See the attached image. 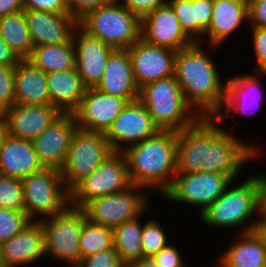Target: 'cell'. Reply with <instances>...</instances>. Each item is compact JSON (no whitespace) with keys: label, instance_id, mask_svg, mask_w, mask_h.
<instances>
[{"label":"cell","instance_id":"83f0119b","mask_svg":"<svg viewBox=\"0 0 266 267\" xmlns=\"http://www.w3.org/2000/svg\"><path fill=\"white\" fill-rule=\"evenodd\" d=\"M47 83L51 105L62 113H72L86 90L76 68L47 73Z\"/></svg>","mask_w":266,"mask_h":267},{"label":"cell","instance_id":"b9f144b4","mask_svg":"<svg viewBox=\"0 0 266 267\" xmlns=\"http://www.w3.org/2000/svg\"><path fill=\"white\" fill-rule=\"evenodd\" d=\"M123 6L127 7L132 13L140 18L146 16L151 11L164 5L167 0H118Z\"/></svg>","mask_w":266,"mask_h":267},{"label":"cell","instance_id":"f6af8a7d","mask_svg":"<svg viewBox=\"0 0 266 267\" xmlns=\"http://www.w3.org/2000/svg\"><path fill=\"white\" fill-rule=\"evenodd\" d=\"M258 188V218H266V174H252Z\"/></svg>","mask_w":266,"mask_h":267},{"label":"cell","instance_id":"7dc6e473","mask_svg":"<svg viewBox=\"0 0 266 267\" xmlns=\"http://www.w3.org/2000/svg\"><path fill=\"white\" fill-rule=\"evenodd\" d=\"M23 10V0H0V17Z\"/></svg>","mask_w":266,"mask_h":267},{"label":"cell","instance_id":"6da1fadb","mask_svg":"<svg viewBox=\"0 0 266 267\" xmlns=\"http://www.w3.org/2000/svg\"><path fill=\"white\" fill-rule=\"evenodd\" d=\"M220 124L215 117H200L178 132L176 173L215 172L237 181L248 162L261 158L264 152L257 145L239 140Z\"/></svg>","mask_w":266,"mask_h":267},{"label":"cell","instance_id":"ee69618b","mask_svg":"<svg viewBox=\"0 0 266 267\" xmlns=\"http://www.w3.org/2000/svg\"><path fill=\"white\" fill-rule=\"evenodd\" d=\"M249 26L266 29V0H248Z\"/></svg>","mask_w":266,"mask_h":267},{"label":"cell","instance_id":"e0dca14e","mask_svg":"<svg viewBox=\"0 0 266 267\" xmlns=\"http://www.w3.org/2000/svg\"><path fill=\"white\" fill-rule=\"evenodd\" d=\"M73 113H62L32 142L43 167L61 169L66 160L73 134L77 131Z\"/></svg>","mask_w":266,"mask_h":267},{"label":"cell","instance_id":"e575fe53","mask_svg":"<svg viewBox=\"0 0 266 267\" xmlns=\"http://www.w3.org/2000/svg\"><path fill=\"white\" fill-rule=\"evenodd\" d=\"M0 208L25 211L22 180L0 174Z\"/></svg>","mask_w":266,"mask_h":267},{"label":"cell","instance_id":"44dd1931","mask_svg":"<svg viewBox=\"0 0 266 267\" xmlns=\"http://www.w3.org/2000/svg\"><path fill=\"white\" fill-rule=\"evenodd\" d=\"M24 14L34 47L67 43L78 27V20L70 13L24 10Z\"/></svg>","mask_w":266,"mask_h":267},{"label":"cell","instance_id":"cb8c5ba5","mask_svg":"<svg viewBox=\"0 0 266 267\" xmlns=\"http://www.w3.org/2000/svg\"><path fill=\"white\" fill-rule=\"evenodd\" d=\"M104 93L124 99H138L139 87L133 75L128 49H114L108 57L105 72L96 86Z\"/></svg>","mask_w":266,"mask_h":267},{"label":"cell","instance_id":"8d00e7d4","mask_svg":"<svg viewBox=\"0 0 266 267\" xmlns=\"http://www.w3.org/2000/svg\"><path fill=\"white\" fill-rule=\"evenodd\" d=\"M16 65L0 66V113H5L15 104Z\"/></svg>","mask_w":266,"mask_h":267},{"label":"cell","instance_id":"8fae6325","mask_svg":"<svg viewBox=\"0 0 266 267\" xmlns=\"http://www.w3.org/2000/svg\"><path fill=\"white\" fill-rule=\"evenodd\" d=\"M131 185L124 154L114 152L69 191V204L83 208L93 199L121 192Z\"/></svg>","mask_w":266,"mask_h":267},{"label":"cell","instance_id":"bcb514c9","mask_svg":"<svg viewBox=\"0 0 266 267\" xmlns=\"http://www.w3.org/2000/svg\"><path fill=\"white\" fill-rule=\"evenodd\" d=\"M20 60L10 50V47L0 36V66L17 65Z\"/></svg>","mask_w":266,"mask_h":267},{"label":"cell","instance_id":"4fadbf2b","mask_svg":"<svg viewBox=\"0 0 266 267\" xmlns=\"http://www.w3.org/2000/svg\"><path fill=\"white\" fill-rule=\"evenodd\" d=\"M135 100L107 94L96 87L86 88L82 101L72 112L77 128L106 134L122 110Z\"/></svg>","mask_w":266,"mask_h":267},{"label":"cell","instance_id":"9c48e42d","mask_svg":"<svg viewBox=\"0 0 266 267\" xmlns=\"http://www.w3.org/2000/svg\"><path fill=\"white\" fill-rule=\"evenodd\" d=\"M148 194L144 187L132 184L121 192L93 199L82 209L90 222L114 229L149 211Z\"/></svg>","mask_w":266,"mask_h":267},{"label":"cell","instance_id":"f5cc1de1","mask_svg":"<svg viewBox=\"0 0 266 267\" xmlns=\"http://www.w3.org/2000/svg\"><path fill=\"white\" fill-rule=\"evenodd\" d=\"M0 262H2V260H1V244H0Z\"/></svg>","mask_w":266,"mask_h":267},{"label":"cell","instance_id":"f907efd6","mask_svg":"<svg viewBox=\"0 0 266 267\" xmlns=\"http://www.w3.org/2000/svg\"><path fill=\"white\" fill-rule=\"evenodd\" d=\"M256 230L263 237L266 245V218H259Z\"/></svg>","mask_w":266,"mask_h":267},{"label":"cell","instance_id":"ffe728a7","mask_svg":"<svg viewBox=\"0 0 266 267\" xmlns=\"http://www.w3.org/2000/svg\"><path fill=\"white\" fill-rule=\"evenodd\" d=\"M246 22H249L248 0H213L211 22L200 43L207 42L209 51H216Z\"/></svg>","mask_w":266,"mask_h":267},{"label":"cell","instance_id":"60d3db41","mask_svg":"<svg viewBox=\"0 0 266 267\" xmlns=\"http://www.w3.org/2000/svg\"><path fill=\"white\" fill-rule=\"evenodd\" d=\"M161 267H187L181 251L169 244L152 257Z\"/></svg>","mask_w":266,"mask_h":267},{"label":"cell","instance_id":"2e32d148","mask_svg":"<svg viewBox=\"0 0 266 267\" xmlns=\"http://www.w3.org/2000/svg\"><path fill=\"white\" fill-rule=\"evenodd\" d=\"M260 75L266 76V74L256 73L234 74L231 78L227 77L224 103L214 116L218 122L222 123L224 119L229 120V116L235 117L236 113L249 116L259 111L260 105L264 102Z\"/></svg>","mask_w":266,"mask_h":267},{"label":"cell","instance_id":"681fc988","mask_svg":"<svg viewBox=\"0 0 266 267\" xmlns=\"http://www.w3.org/2000/svg\"><path fill=\"white\" fill-rule=\"evenodd\" d=\"M128 267H161L153 258H140L139 260L131 263Z\"/></svg>","mask_w":266,"mask_h":267},{"label":"cell","instance_id":"ab89813d","mask_svg":"<svg viewBox=\"0 0 266 267\" xmlns=\"http://www.w3.org/2000/svg\"><path fill=\"white\" fill-rule=\"evenodd\" d=\"M23 8L56 14L70 13L66 0H23Z\"/></svg>","mask_w":266,"mask_h":267},{"label":"cell","instance_id":"4dcf8cb0","mask_svg":"<svg viewBox=\"0 0 266 267\" xmlns=\"http://www.w3.org/2000/svg\"><path fill=\"white\" fill-rule=\"evenodd\" d=\"M28 60L45 73L75 69L74 42L35 46Z\"/></svg>","mask_w":266,"mask_h":267},{"label":"cell","instance_id":"7a4b0ae2","mask_svg":"<svg viewBox=\"0 0 266 267\" xmlns=\"http://www.w3.org/2000/svg\"><path fill=\"white\" fill-rule=\"evenodd\" d=\"M203 46L194 42L177 51L174 76L194 111L200 117H214L223 106L226 82L221 81L218 65Z\"/></svg>","mask_w":266,"mask_h":267},{"label":"cell","instance_id":"7402d4cb","mask_svg":"<svg viewBox=\"0 0 266 267\" xmlns=\"http://www.w3.org/2000/svg\"><path fill=\"white\" fill-rule=\"evenodd\" d=\"M9 136L33 141L46 130L62 112L54 105L14 104L5 113Z\"/></svg>","mask_w":266,"mask_h":267},{"label":"cell","instance_id":"f35d334b","mask_svg":"<svg viewBox=\"0 0 266 267\" xmlns=\"http://www.w3.org/2000/svg\"><path fill=\"white\" fill-rule=\"evenodd\" d=\"M252 49H254L256 57V68L254 73L266 74V29L259 27H251Z\"/></svg>","mask_w":266,"mask_h":267},{"label":"cell","instance_id":"5bb4252c","mask_svg":"<svg viewBox=\"0 0 266 267\" xmlns=\"http://www.w3.org/2000/svg\"><path fill=\"white\" fill-rule=\"evenodd\" d=\"M159 130L146 107L137 99L128 103L105 135L112 150L122 153Z\"/></svg>","mask_w":266,"mask_h":267},{"label":"cell","instance_id":"7c38bea8","mask_svg":"<svg viewBox=\"0 0 266 267\" xmlns=\"http://www.w3.org/2000/svg\"><path fill=\"white\" fill-rule=\"evenodd\" d=\"M231 182L228 176L215 172L176 173L172 186L162 197L177 204L195 206L201 214Z\"/></svg>","mask_w":266,"mask_h":267},{"label":"cell","instance_id":"ac0fdd59","mask_svg":"<svg viewBox=\"0 0 266 267\" xmlns=\"http://www.w3.org/2000/svg\"><path fill=\"white\" fill-rule=\"evenodd\" d=\"M141 39L175 51L194 43L182 30L175 11L168 2L141 18Z\"/></svg>","mask_w":266,"mask_h":267},{"label":"cell","instance_id":"3957f363","mask_svg":"<svg viewBox=\"0 0 266 267\" xmlns=\"http://www.w3.org/2000/svg\"><path fill=\"white\" fill-rule=\"evenodd\" d=\"M177 139V131L159 130L124 150L131 183L163 196L176 175Z\"/></svg>","mask_w":266,"mask_h":267},{"label":"cell","instance_id":"4316f807","mask_svg":"<svg viewBox=\"0 0 266 267\" xmlns=\"http://www.w3.org/2000/svg\"><path fill=\"white\" fill-rule=\"evenodd\" d=\"M15 104L51 105L47 73L29 60H20L16 65Z\"/></svg>","mask_w":266,"mask_h":267},{"label":"cell","instance_id":"277c9868","mask_svg":"<svg viewBox=\"0 0 266 267\" xmlns=\"http://www.w3.org/2000/svg\"><path fill=\"white\" fill-rule=\"evenodd\" d=\"M244 180L238 184L232 181L214 203L198 214L202 224L211 228H239V233L256 230L259 218L255 221L252 218L259 216L258 188L252 175Z\"/></svg>","mask_w":266,"mask_h":267},{"label":"cell","instance_id":"d4e9b609","mask_svg":"<svg viewBox=\"0 0 266 267\" xmlns=\"http://www.w3.org/2000/svg\"><path fill=\"white\" fill-rule=\"evenodd\" d=\"M42 168L32 141L8 136L0 147V174L23 179Z\"/></svg>","mask_w":266,"mask_h":267},{"label":"cell","instance_id":"74e56055","mask_svg":"<svg viewBox=\"0 0 266 267\" xmlns=\"http://www.w3.org/2000/svg\"><path fill=\"white\" fill-rule=\"evenodd\" d=\"M77 267H126L120 260L115 247L99 251L82 258Z\"/></svg>","mask_w":266,"mask_h":267},{"label":"cell","instance_id":"52a82bcc","mask_svg":"<svg viewBox=\"0 0 266 267\" xmlns=\"http://www.w3.org/2000/svg\"><path fill=\"white\" fill-rule=\"evenodd\" d=\"M86 219L82 208L68 204L61 212L41 220L46 259L77 267L81 263L79 239Z\"/></svg>","mask_w":266,"mask_h":267},{"label":"cell","instance_id":"30bf717a","mask_svg":"<svg viewBox=\"0 0 266 267\" xmlns=\"http://www.w3.org/2000/svg\"><path fill=\"white\" fill-rule=\"evenodd\" d=\"M114 153L104 133L77 129L73 134L63 167L64 185L70 191Z\"/></svg>","mask_w":266,"mask_h":267},{"label":"cell","instance_id":"1f68e13d","mask_svg":"<svg viewBox=\"0 0 266 267\" xmlns=\"http://www.w3.org/2000/svg\"><path fill=\"white\" fill-rule=\"evenodd\" d=\"M141 217L126 221L113 229V246L125 266L143 257Z\"/></svg>","mask_w":266,"mask_h":267},{"label":"cell","instance_id":"d590c367","mask_svg":"<svg viewBox=\"0 0 266 267\" xmlns=\"http://www.w3.org/2000/svg\"><path fill=\"white\" fill-rule=\"evenodd\" d=\"M30 222L25 211L0 208V244L10 240Z\"/></svg>","mask_w":266,"mask_h":267},{"label":"cell","instance_id":"f1b7e54d","mask_svg":"<svg viewBox=\"0 0 266 267\" xmlns=\"http://www.w3.org/2000/svg\"><path fill=\"white\" fill-rule=\"evenodd\" d=\"M182 30L193 42H201L212 15L213 0H167Z\"/></svg>","mask_w":266,"mask_h":267},{"label":"cell","instance_id":"484cf974","mask_svg":"<svg viewBox=\"0 0 266 267\" xmlns=\"http://www.w3.org/2000/svg\"><path fill=\"white\" fill-rule=\"evenodd\" d=\"M237 236L222 252L217 267H266V245L257 230Z\"/></svg>","mask_w":266,"mask_h":267},{"label":"cell","instance_id":"9a60e30c","mask_svg":"<svg viewBox=\"0 0 266 267\" xmlns=\"http://www.w3.org/2000/svg\"><path fill=\"white\" fill-rule=\"evenodd\" d=\"M133 75L139 89L152 81L174 75L177 51L139 39L128 48Z\"/></svg>","mask_w":266,"mask_h":267},{"label":"cell","instance_id":"5b68a950","mask_svg":"<svg viewBox=\"0 0 266 267\" xmlns=\"http://www.w3.org/2000/svg\"><path fill=\"white\" fill-rule=\"evenodd\" d=\"M138 100L160 130L180 132L200 118L186 102L174 75L143 85L139 89Z\"/></svg>","mask_w":266,"mask_h":267},{"label":"cell","instance_id":"816d5d0a","mask_svg":"<svg viewBox=\"0 0 266 267\" xmlns=\"http://www.w3.org/2000/svg\"><path fill=\"white\" fill-rule=\"evenodd\" d=\"M0 267H12V266L6 265L4 262H0Z\"/></svg>","mask_w":266,"mask_h":267},{"label":"cell","instance_id":"f546056e","mask_svg":"<svg viewBox=\"0 0 266 267\" xmlns=\"http://www.w3.org/2000/svg\"><path fill=\"white\" fill-rule=\"evenodd\" d=\"M0 36L19 60L31 57L34 44L24 10L0 17Z\"/></svg>","mask_w":266,"mask_h":267},{"label":"cell","instance_id":"c3c4849f","mask_svg":"<svg viewBox=\"0 0 266 267\" xmlns=\"http://www.w3.org/2000/svg\"><path fill=\"white\" fill-rule=\"evenodd\" d=\"M9 136L8 122L4 113H0V147Z\"/></svg>","mask_w":266,"mask_h":267},{"label":"cell","instance_id":"d6a6232c","mask_svg":"<svg viewBox=\"0 0 266 267\" xmlns=\"http://www.w3.org/2000/svg\"><path fill=\"white\" fill-rule=\"evenodd\" d=\"M79 245L81 260L99 251L109 249L113 247V229L94 224L86 219L82 225Z\"/></svg>","mask_w":266,"mask_h":267},{"label":"cell","instance_id":"603a6c76","mask_svg":"<svg viewBox=\"0 0 266 267\" xmlns=\"http://www.w3.org/2000/svg\"><path fill=\"white\" fill-rule=\"evenodd\" d=\"M45 256L44 230L41 222L31 221L22 231L1 244V260L12 267H28Z\"/></svg>","mask_w":266,"mask_h":267},{"label":"cell","instance_id":"7bdbcfd3","mask_svg":"<svg viewBox=\"0 0 266 267\" xmlns=\"http://www.w3.org/2000/svg\"><path fill=\"white\" fill-rule=\"evenodd\" d=\"M70 14L79 20L88 11L107 5L113 0H66Z\"/></svg>","mask_w":266,"mask_h":267},{"label":"cell","instance_id":"8992f818","mask_svg":"<svg viewBox=\"0 0 266 267\" xmlns=\"http://www.w3.org/2000/svg\"><path fill=\"white\" fill-rule=\"evenodd\" d=\"M78 26L114 49H128L141 38V18L118 0L88 11Z\"/></svg>","mask_w":266,"mask_h":267},{"label":"cell","instance_id":"ba28073f","mask_svg":"<svg viewBox=\"0 0 266 267\" xmlns=\"http://www.w3.org/2000/svg\"><path fill=\"white\" fill-rule=\"evenodd\" d=\"M21 180L25 212L31 221L50 218L69 204V191L59 169L44 167Z\"/></svg>","mask_w":266,"mask_h":267},{"label":"cell","instance_id":"d6986e66","mask_svg":"<svg viewBox=\"0 0 266 267\" xmlns=\"http://www.w3.org/2000/svg\"><path fill=\"white\" fill-rule=\"evenodd\" d=\"M76 69L86 88L96 87L114 48L88 35L79 26L73 33Z\"/></svg>","mask_w":266,"mask_h":267},{"label":"cell","instance_id":"836d02e7","mask_svg":"<svg viewBox=\"0 0 266 267\" xmlns=\"http://www.w3.org/2000/svg\"><path fill=\"white\" fill-rule=\"evenodd\" d=\"M147 220V222L143 220L144 225L142 224V251L144 258H152L170 244L168 243L170 239H168L167 232L165 233L166 230L162 227L160 220Z\"/></svg>","mask_w":266,"mask_h":267}]
</instances>
